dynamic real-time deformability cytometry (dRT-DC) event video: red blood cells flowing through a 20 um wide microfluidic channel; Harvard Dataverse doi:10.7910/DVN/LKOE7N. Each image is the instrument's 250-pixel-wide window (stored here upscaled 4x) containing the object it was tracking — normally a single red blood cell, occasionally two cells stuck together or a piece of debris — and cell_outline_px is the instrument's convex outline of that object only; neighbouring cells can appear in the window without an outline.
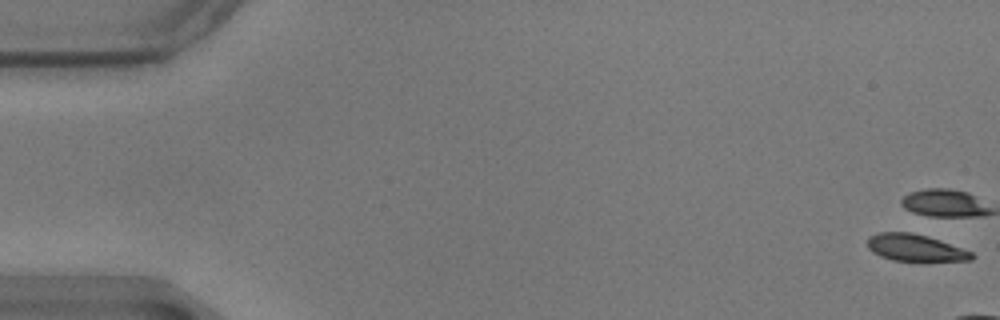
{"species": "common noctule bat (a hibernating species)", "species_latin": "Nyctalus noctula", "temperature_condition": "warm", "stored_images_in_passage": 10, "camera_frame_rate_fps": 3000, "um_per_image_px": 0.085, "animal": {"sex": "male", "body_mass_g": 17.9}, "frame": {"image": 1, "passage_image": 1, "time_ms": 0.0, "image_size_px": [1000, 320], "cell_outline_px": [[976, 256], [972, 260], [892, 260], [880, 256], [872, 252], [868, 248], [868, 236], [880, 232], [912, 232], [928, 236], [940, 240], [972, 252]], "centroid_in_image_um": [77.77, 21.04], "position_along_channel_um": 7.2, "area_um2": 16.18}}